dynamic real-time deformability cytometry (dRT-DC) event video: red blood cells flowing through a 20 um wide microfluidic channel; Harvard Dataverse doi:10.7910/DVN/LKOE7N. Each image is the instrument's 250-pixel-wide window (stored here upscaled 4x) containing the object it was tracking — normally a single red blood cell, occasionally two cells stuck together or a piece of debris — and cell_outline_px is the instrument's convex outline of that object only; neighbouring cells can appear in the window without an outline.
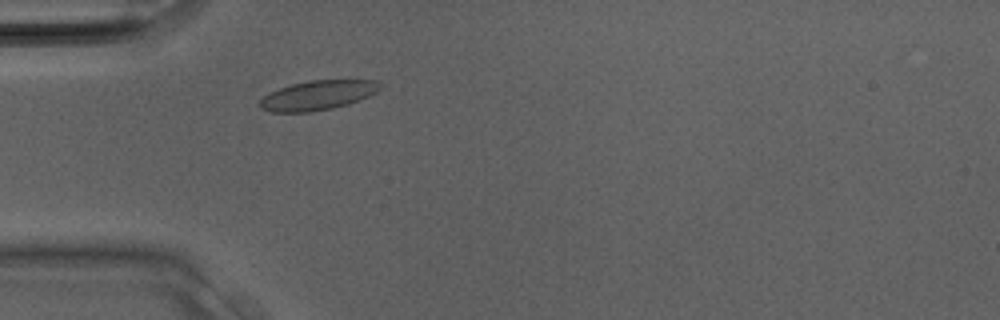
{"species": "Egyptian fruit bat (a non-hibernating species)", "species_latin": "Rousettus aegyptiacus", "temperature_condition": "room temperature", "stored_images_in_passage": 6, "camera_frame_rate_fps": 3000, "um_per_image_px": 0.085, "animal": {"sex": "male"}, "frame": {"image": 1, "passage_image": 2, "time_ms": 0.333, "image_size_px": [1000, 320], "cell_outline_px": [[384, 84], [376, 92], [368, 96], [348, 104], [332, 108], [312, 112], [272, 112], [260, 108], [260, 100], [268, 92], [292, 84], [308, 80], [380, 80]], "centroid_in_image_um": [27.03, 8.09], "position_along_channel_um": 58.0, "area_um2": 20.75}}